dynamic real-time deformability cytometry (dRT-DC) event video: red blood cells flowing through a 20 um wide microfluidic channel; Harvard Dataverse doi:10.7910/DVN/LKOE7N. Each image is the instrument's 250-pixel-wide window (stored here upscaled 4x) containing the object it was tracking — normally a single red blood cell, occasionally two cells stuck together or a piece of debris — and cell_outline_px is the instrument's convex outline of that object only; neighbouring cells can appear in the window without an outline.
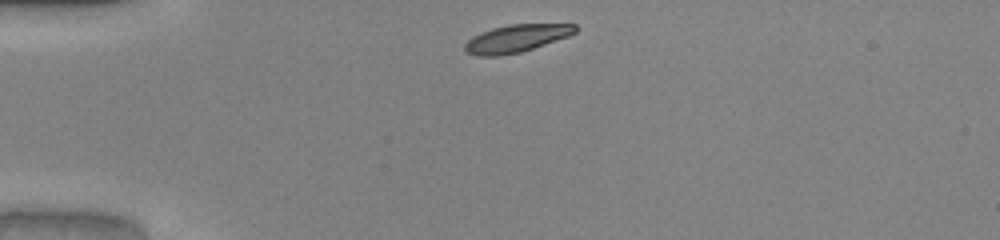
{"species": "common noctule bat (a hibernating species)", "species_latin": "Nyctalus noctula", "temperature_condition": "warm", "stored_images_in_passage": 32, "camera_frame_rate_fps": 3000, "um_per_image_px": 0.085, "animal": {"sex": "male", "body_mass_g": 20.0, "forearm_length_mm": 53.3}, "frame": {"image": 1, "passage_image": 1, "time_ms": 0.0, "image_size_px": [1000, 240], "cell_outline_px": [[576, 32], [568, 36], [520, 52], [500, 56], [476, 56], [468, 52], [464, 48], [464, 44], [472, 36], [480, 32], [492, 28], [508, 24], [576, 24]], "centroid_in_image_um": [43.84, 3.26], "position_along_channel_um": 41.2, "area_um2": 17.63}}
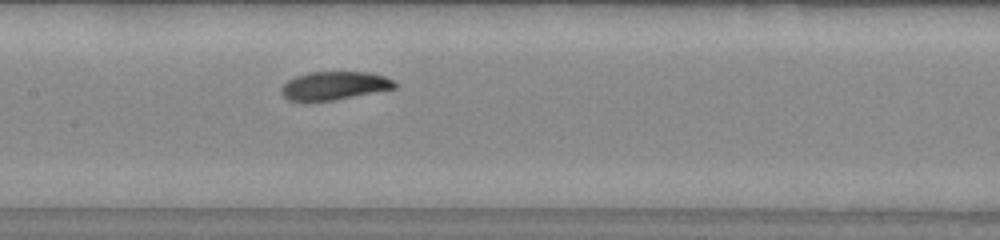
{"frame": {"image": 2, "passage_image": 14, "time_ms": 4.333, "image_size_px": [1000, 240], "cell_outline_px": [[396, 88], [336, 100], [288, 100], [280, 92], [280, 88], [288, 80], [296, 76], [308, 72], [368, 72], [384, 76], [392, 80], [396, 84]], "centroid_in_image_um": [28.42, 7.27], "position_along_channel_um": 179.0, "area_um2": 18.55}}
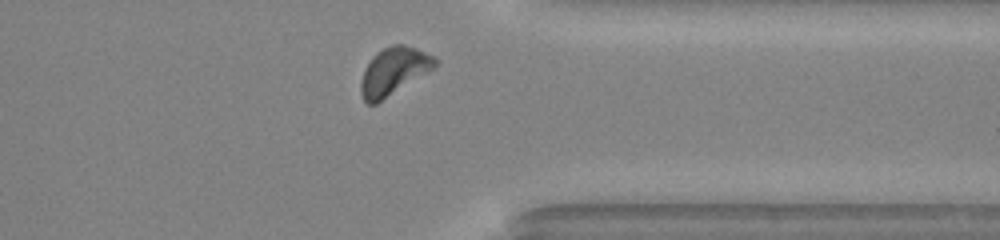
{"frame": {"image": 3, "passage_image": 29, "time_ms": 9.333, "image_size_px": [1000, 240], "cell_outline_px": [[440, 60], [428, 72], [376, 104], [368, 104], [364, 100], [360, 92], [360, 80], [364, 68], [372, 56], [376, 52], [392, 44], [404, 44], [416, 48], [436, 56]], "centroid_in_image_um": [33.45, 6.04], "position_along_channel_um": 377.9, "area_um2": 20.69}, "authors_computed_cell_mechanics": {"area_um2": 19.4786, "velocity_mm_per_s": 4.0464, "shape_relaxation_time_tau1_ms": 3.7855, "shape_relaxation_time_tau2_ms": 4.8116, "deformation_change_tau1": 0.1725, "deformation_change_tau2": 0.1159}}